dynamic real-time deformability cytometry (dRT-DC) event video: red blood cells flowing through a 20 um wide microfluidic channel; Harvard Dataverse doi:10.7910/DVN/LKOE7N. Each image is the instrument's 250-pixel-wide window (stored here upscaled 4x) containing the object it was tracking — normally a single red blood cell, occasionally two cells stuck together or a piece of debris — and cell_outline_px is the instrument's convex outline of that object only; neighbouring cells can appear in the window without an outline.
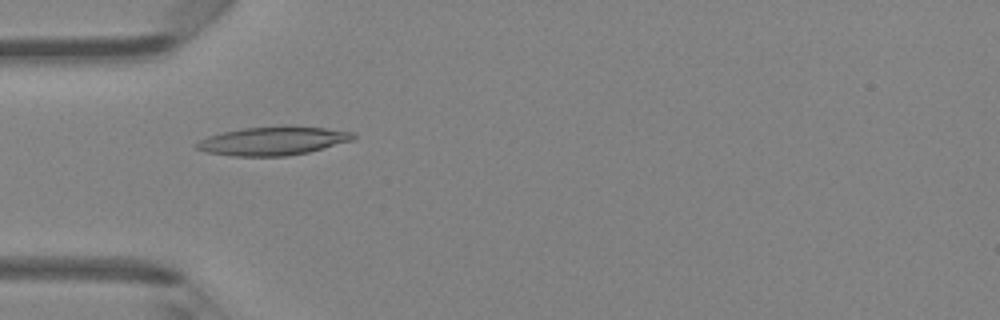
{"species": "Egyptian fruit bat (a non-hibernating species)", "species_latin": "Rousettus aegyptiacus", "temperature_condition": "room temperature", "stored_images_in_passage": 47, "camera_frame_rate_fps": 3000, "um_per_image_px": 0.085, "animal": {"sex": "female"}, "frame": {"image": 1, "passage_image": 15, "time_ms": 4.667, "image_size_px": [1000, 320], "cell_outline_px": [[356, 136], [352, 140], [308, 152], [284, 156], [232, 156], [204, 152], [196, 148], [196, 144], [200, 140], [208, 136], [224, 132], [244, 128], [284, 124], [288, 124], [324, 128], [356, 132]], "centroid_in_image_um": [23.22, 11.95], "position_along_channel_um": 61.8, "area_um2": 26.36}}
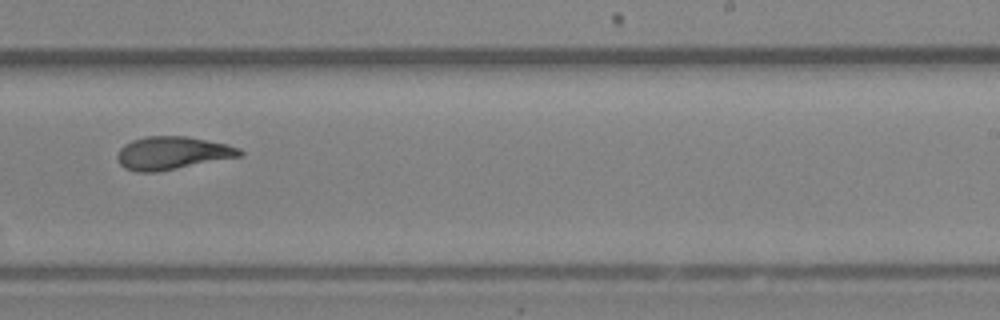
{"frame": {"image": 2, "passage_image": 30, "time_ms": 9.667, "image_size_px": [1000, 320], "cell_outline_px": [[244, 156], [156, 172], [136, 172], [124, 168], [120, 164], [116, 156], [120, 148], [124, 144], [132, 140], [144, 136], [184, 136], [228, 144], [240, 148], [244, 152]], "centroid_in_image_um": [14.66, 13.01], "position_along_channel_um": 274.3, "area_um2": 23.7}}
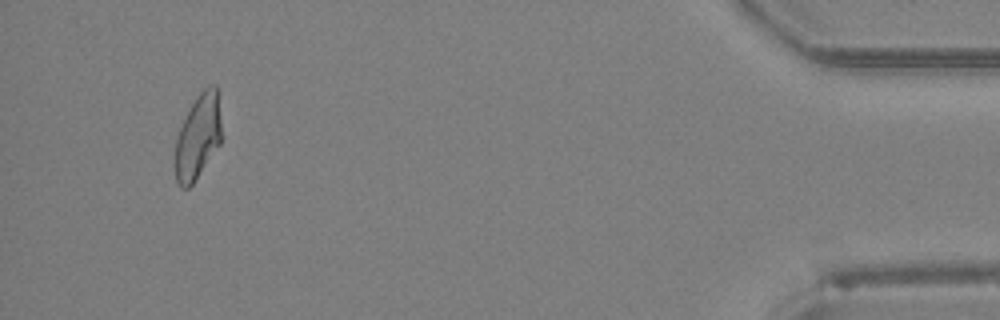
{"frame": {"image": 3, "passage_image": 45, "time_ms": 14.667, "image_size_px": [1000, 320], "cell_outline_px": [[220, 144], [192, 184], [188, 188], [180, 188], [176, 184], [176, 140], [180, 128], [196, 96], [208, 84], [216, 84], [220, 120]], "centroid_in_image_um": [16.82, 11.62], "position_along_channel_um": 418.4, "area_um2": 22.37}, "authors_computed_cell_mechanics": {"area_um2": 24.2182, "velocity_mm_per_s": 4.3114, "shape_relaxation_time_tau1_ms": 11.0271, "shape_relaxation_time_tau2_ms": 2.2571, "deformation_change_tau1": 0.3067, "deformation_change_tau2": 0.1035}}